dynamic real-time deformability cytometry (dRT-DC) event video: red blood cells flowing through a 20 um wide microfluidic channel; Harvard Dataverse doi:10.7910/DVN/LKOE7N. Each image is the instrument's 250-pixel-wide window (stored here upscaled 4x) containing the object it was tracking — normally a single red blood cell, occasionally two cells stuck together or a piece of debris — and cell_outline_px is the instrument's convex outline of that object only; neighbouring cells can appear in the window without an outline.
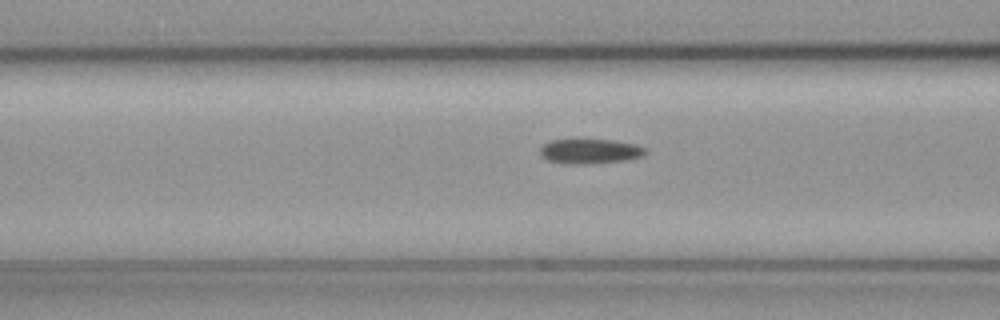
{"species": "common noctule bat (a hibernating species)", "species_latin": "Nyctalus noctula", "temperature_condition": "cold", "stored_images_in_passage": 22, "camera_frame_rate_fps": 3000, "um_per_image_px": 0.085, "animal": {"sex": "female", "body_mass_g": 19.3, "forearm_length_mm": 54.1}, "frame": {"image": 1, "passage_image": 19, "time_ms": 6.0, "image_size_px": [1000, 320], "cell_outline_px": [[648, 152], [640, 156], [628, 160], [584, 164], [572, 164], [548, 160], [540, 156], [540, 148], [544, 144], [552, 140], [612, 140], [636, 144], [648, 148]], "centroid_in_image_um": [50.18, 12.86], "position_along_channel_um": 116.4, "area_um2": 15.14}}